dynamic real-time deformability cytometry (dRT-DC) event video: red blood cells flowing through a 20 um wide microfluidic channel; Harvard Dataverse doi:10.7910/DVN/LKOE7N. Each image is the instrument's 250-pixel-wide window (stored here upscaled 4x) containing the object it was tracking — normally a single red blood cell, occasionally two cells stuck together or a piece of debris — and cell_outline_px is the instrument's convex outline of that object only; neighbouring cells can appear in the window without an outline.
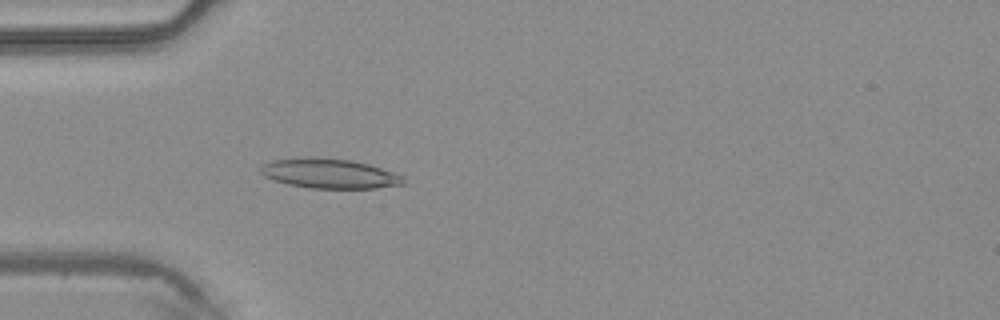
{"species": "common noctule bat (a hibernating species)", "species_latin": "Nyctalus noctula", "temperature_condition": "warm", "stored_images_in_passage": 38, "camera_frame_rate_fps": 3000, "um_per_image_px": 0.085, "animal": {"sex": "male", "body_mass_g": 20.4}, "frame": {"image": 1, "passage_image": 6, "time_ms": 1.667, "image_size_px": [1000, 320], "cell_outline_px": [[408, 184], [376, 188], [308, 188], [288, 184], [272, 180], [264, 176], [260, 172], [260, 168], [264, 164], [272, 160], [352, 160], [368, 164], [404, 176]], "centroid_in_image_um": [28.09, 14.81], "position_along_channel_um": 56.9, "area_um2": 23.81}}
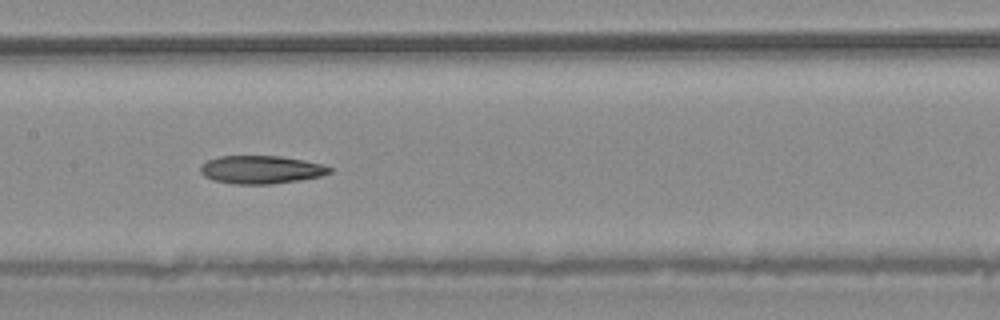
{"frame": {"image": 2, "passage_image": 15, "time_ms": 4.667, "image_size_px": [1000, 320], "cell_outline_px": [[332, 172], [320, 176], [300, 180], [272, 184], [232, 184], [212, 180], [204, 176], [200, 172], [200, 164], [208, 160], [220, 156], [280, 156], [324, 164], [332, 168]], "centroid_in_image_um": [22.17, 14.42], "position_along_channel_um": 185.2, "area_um2": 21.27}}
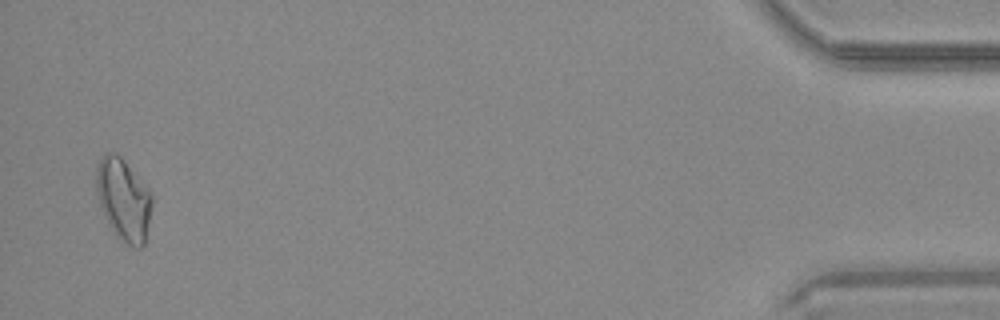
{"frame": {"image": 3, "passage_image": 37, "time_ms": 12.0, "image_size_px": [1000, 320], "cell_outline_px": [[152, 204], [144, 244], [140, 248], [132, 248], [124, 244], [116, 236], [100, 204], [96, 192], [96, 168], [100, 160], [108, 152], [116, 152], [124, 160], [152, 196]], "centroid_in_image_um": [10.49, 16.99], "position_along_channel_um": 424.7, "area_um2": 26.07}}